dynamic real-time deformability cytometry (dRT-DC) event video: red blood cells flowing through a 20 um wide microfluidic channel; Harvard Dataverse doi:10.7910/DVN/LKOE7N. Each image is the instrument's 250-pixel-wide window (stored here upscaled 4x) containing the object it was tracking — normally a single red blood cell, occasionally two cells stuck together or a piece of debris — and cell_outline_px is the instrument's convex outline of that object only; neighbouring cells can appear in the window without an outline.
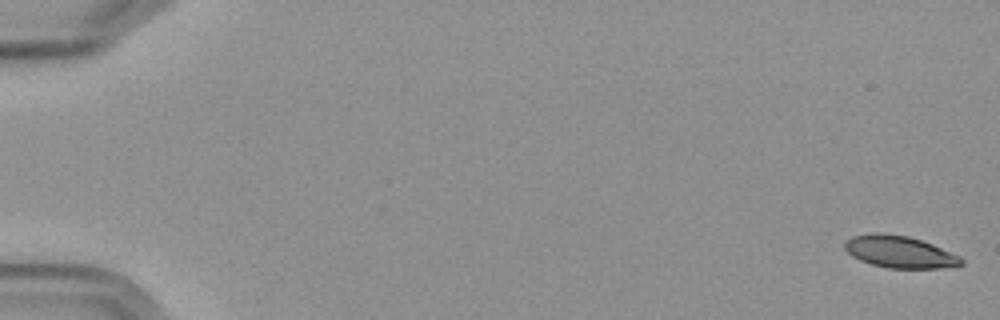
{"species": "Egyptian fruit bat (a non-hibernating species)", "species_latin": "Rousettus aegyptiacus", "temperature_condition": "cold", "stored_images_in_passage": 7, "camera_frame_rate_fps": 3000, "um_per_image_px": 0.085, "frame": {"image": 1, "passage_image": 1, "time_ms": 0.0, "image_size_px": [1000, 320], "cell_outline_px": [[964, 264], [940, 268], [888, 268], [872, 264], [860, 260], [852, 256], [844, 248], [844, 244], [852, 236], [872, 232], [884, 232], [908, 236], [932, 244], [960, 256], [964, 260]], "centroid_in_image_um": [76.46, 21.4], "position_along_channel_um": 8.5, "area_um2": 21.73}}
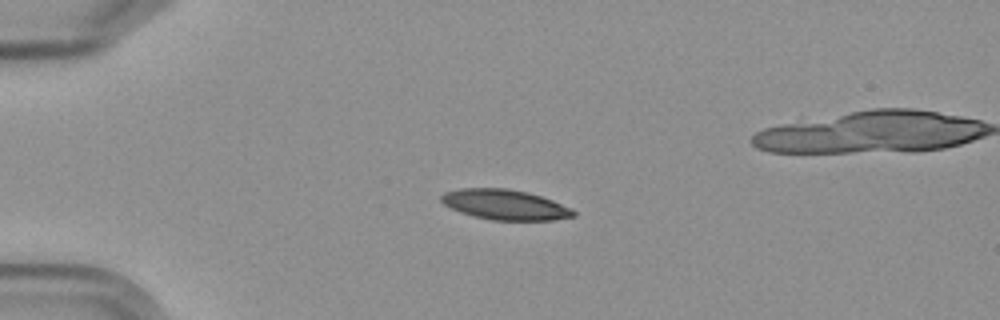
{"frame": {"image": 2, "passage_image": 5, "time_ms": 4.667, "image_size_px": [1000, 320], "cell_outline_px": [[576, 216], [552, 220], [492, 220], [472, 216], [460, 212], [444, 204], [440, 200], [440, 196], [444, 192], [460, 188], [508, 188], [528, 192], [552, 200], [572, 208], [576, 212]], "centroid_in_image_um": [42.92, 17.39], "position_along_channel_um": 42.1, "area_um2": 23.35}}
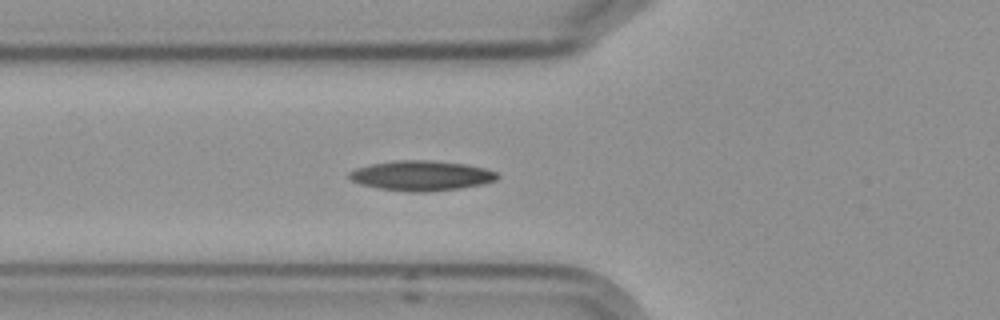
{"frame": {"image": 3, "passage_image": 7, "time_ms": 7.0, "image_size_px": [1000, 320], "cell_outline_px": [[500, 176], [496, 180], [480, 184], [460, 188], [428, 192], [412, 192], [376, 188], [360, 184], [352, 180], [348, 176], [348, 172], [356, 168], [372, 164], [392, 160], [432, 160], [464, 164], [484, 168], [496, 172]], "centroid_in_image_um": [35.78, 14.93], "position_along_channel_um": 90.0, "area_um2": 25.89}}